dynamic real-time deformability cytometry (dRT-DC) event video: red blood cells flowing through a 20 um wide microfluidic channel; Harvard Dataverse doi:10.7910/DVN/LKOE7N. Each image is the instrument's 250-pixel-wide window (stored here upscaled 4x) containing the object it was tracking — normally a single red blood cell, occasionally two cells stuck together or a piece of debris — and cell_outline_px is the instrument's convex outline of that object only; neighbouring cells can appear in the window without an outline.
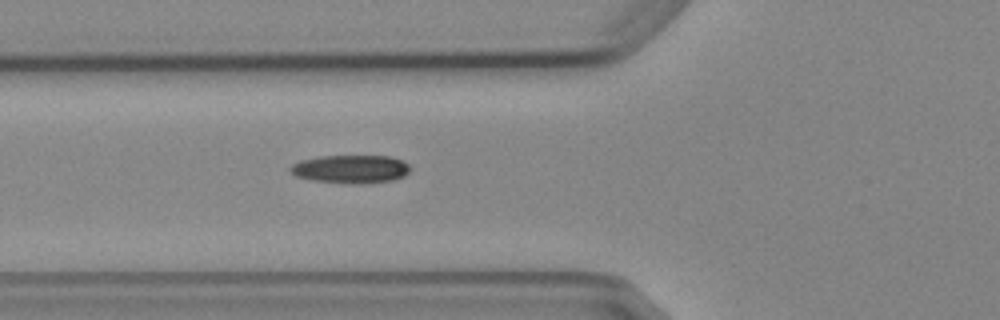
{"species": "Egyptian fruit bat (a non-hibernating species)", "species_latin": "Rousettus aegyptiacus", "temperature_condition": "cold", "stored_images_in_passage": 2, "camera_frame_rate_fps": 3000, "um_per_image_px": 0.085, "animal": {"sex": "female"}, "frame": {"image": 1, "passage_image": 2, "time_ms": 2.0, "image_size_px": [1000, 320], "cell_outline_px": [[408, 172], [404, 176], [392, 180], [360, 184], [348, 184], [312, 180], [296, 176], [288, 168], [292, 164], [300, 160], [320, 156], [388, 156], [400, 160], [408, 164]], "centroid_in_image_um": [29.77, 14.37], "position_along_channel_um": 96.0, "area_um2": 19.65}}